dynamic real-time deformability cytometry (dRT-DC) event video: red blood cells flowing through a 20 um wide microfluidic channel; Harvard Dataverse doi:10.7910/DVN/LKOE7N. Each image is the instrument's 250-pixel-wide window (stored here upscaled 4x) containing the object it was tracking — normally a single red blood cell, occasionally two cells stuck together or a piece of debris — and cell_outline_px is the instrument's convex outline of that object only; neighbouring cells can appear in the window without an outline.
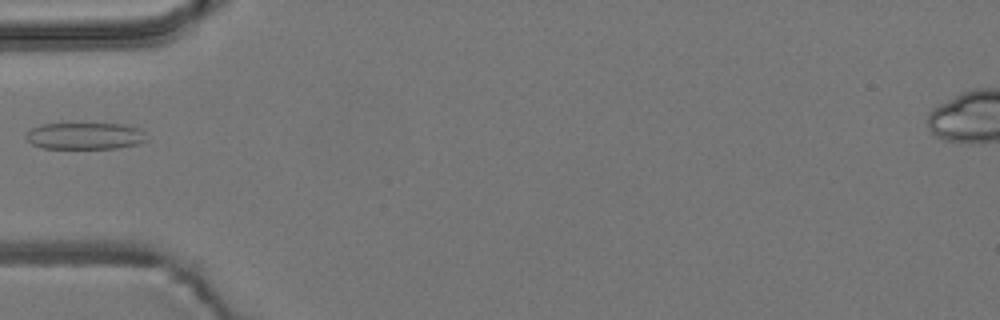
{"species": "common noctule bat (a hibernating species)", "species_latin": "Nyctalus noctula", "temperature_condition": "room temperature", "stored_images_in_passage": 5, "camera_frame_rate_fps": 3000, "um_per_image_px": 0.085, "animal": {"sex": "male", "body_mass_g": 19.2, "forearm_length_mm": 51.8}, "frame": {"image": 1, "passage_image": 5, "time_ms": 4.667, "image_size_px": [1000, 320], "cell_outline_px": [[148, 140], [136, 144], [116, 148], [44, 148], [32, 144], [24, 136], [32, 128], [44, 124], [120, 124], [140, 128], [144, 132]], "centroid_in_image_um": [7.24, 11.56], "position_along_channel_um": 77.8, "area_um2": 18.61}}